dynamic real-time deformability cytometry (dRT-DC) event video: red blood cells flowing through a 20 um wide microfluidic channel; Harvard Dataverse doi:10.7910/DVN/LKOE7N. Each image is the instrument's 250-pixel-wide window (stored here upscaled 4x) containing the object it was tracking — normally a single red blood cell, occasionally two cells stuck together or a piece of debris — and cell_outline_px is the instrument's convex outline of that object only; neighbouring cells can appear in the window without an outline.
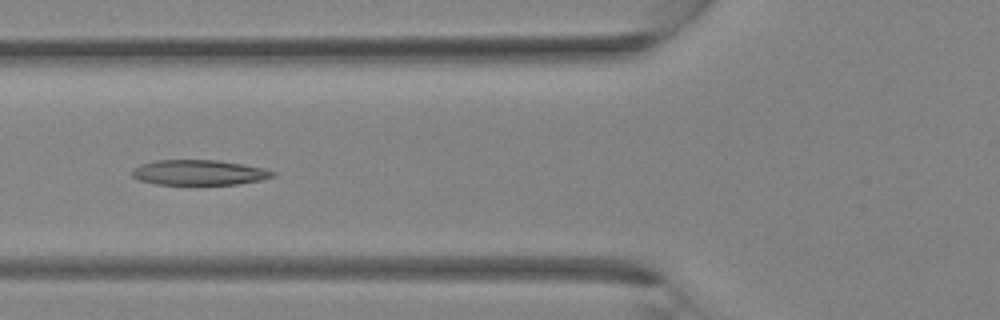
{"species": "Egyptian fruit bat (a non-hibernating species)", "species_latin": "Rousettus aegyptiacus", "temperature_condition": "room temperature", "stored_images_in_passage": 27, "camera_frame_rate_fps": 3000, "um_per_image_px": 0.085, "animal": {"sex": "female"}, "frame": {"image": 1, "passage_image": 6, "time_ms": 1.667, "image_size_px": [1000, 320], "cell_outline_px": [[276, 176], [260, 180], [236, 184], [156, 184], [140, 180], [132, 176], [132, 168], [140, 164], [156, 160], [216, 160], [264, 168], [276, 172]], "centroid_in_image_um": [16.9, 14.66], "position_along_channel_um": 108.9, "area_um2": 20.52}}
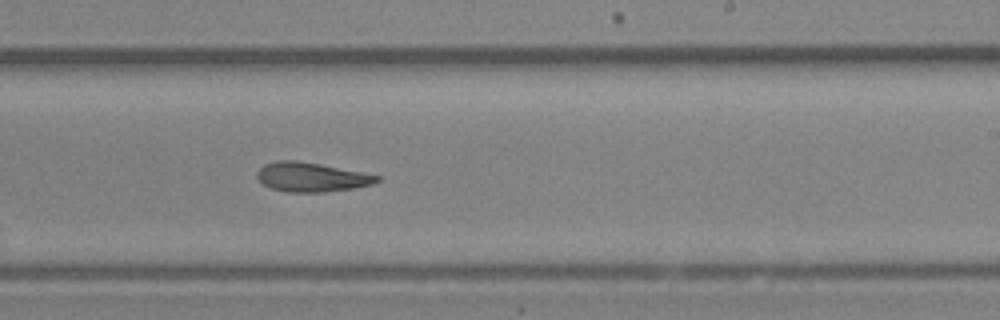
{"frame": {"image": 2, "passage_image": 14, "time_ms": 4.333, "image_size_px": [1000, 320], "cell_outline_px": [[380, 180], [372, 184], [352, 188], [324, 192], [288, 192], [272, 188], [264, 184], [256, 176], [256, 172], [264, 164], [276, 160], [296, 160], [320, 164], [380, 176]], "centroid_in_image_um": [26.43, 15.04], "position_along_channel_um": 262.6, "area_um2": 20.23}}
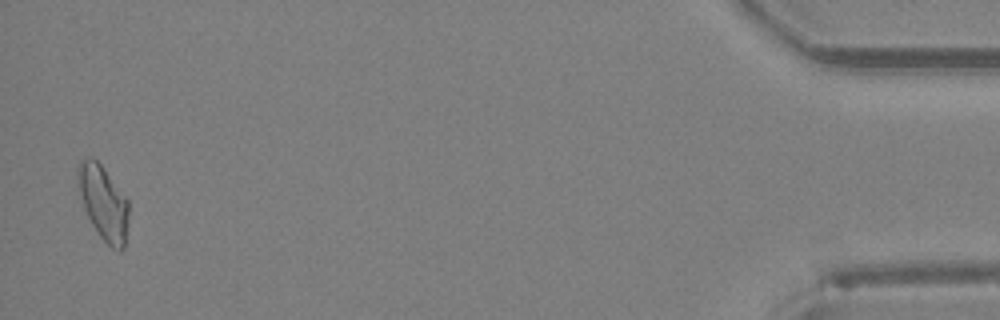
{"frame": {"image": 3, "passage_image": 27, "time_ms": 8.667, "image_size_px": [1000, 320], "cell_outline_px": [[128, 220], [124, 248], [120, 252], [116, 252], [100, 236], [92, 224], [84, 208], [76, 184], [76, 168], [80, 160], [88, 156], [92, 156], [100, 164], [128, 200]], "centroid_in_image_um": [8.75, 17.21], "position_along_channel_um": 426.4, "area_um2": 22.14}}